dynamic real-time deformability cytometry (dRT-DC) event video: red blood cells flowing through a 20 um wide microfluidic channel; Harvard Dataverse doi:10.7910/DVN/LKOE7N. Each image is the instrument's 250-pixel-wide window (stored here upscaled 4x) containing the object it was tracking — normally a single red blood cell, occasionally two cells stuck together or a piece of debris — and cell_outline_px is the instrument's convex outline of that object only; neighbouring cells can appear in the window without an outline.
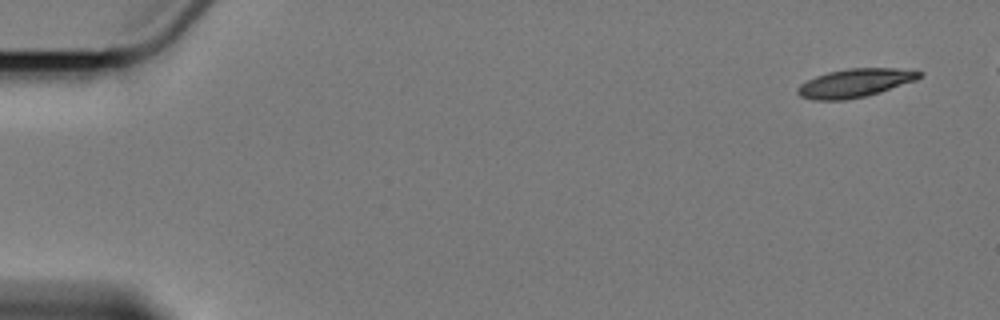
{"species": "Egyptian fruit bat (a non-hibernating species)", "species_latin": "Rousettus aegyptiacus", "temperature_condition": "cold", "stored_images_in_passage": 4, "camera_frame_rate_fps": 3000, "um_per_image_px": 0.085, "animal": {"sex": "female"}, "frame": {"image": 1, "passage_image": 1, "time_ms": 0.0, "image_size_px": [1000, 320], "cell_outline_px": [[924, 72], [916, 80], [880, 92], [864, 96], [844, 100], [812, 100], [800, 96], [796, 92], [796, 88], [800, 84], [816, 76], [828, 72], [848, 68], [896, 68]], "centroid_in_image_um": [72.64, 7.05], "position_along_channel_um": 12.4, "area_um2": 20.11}}